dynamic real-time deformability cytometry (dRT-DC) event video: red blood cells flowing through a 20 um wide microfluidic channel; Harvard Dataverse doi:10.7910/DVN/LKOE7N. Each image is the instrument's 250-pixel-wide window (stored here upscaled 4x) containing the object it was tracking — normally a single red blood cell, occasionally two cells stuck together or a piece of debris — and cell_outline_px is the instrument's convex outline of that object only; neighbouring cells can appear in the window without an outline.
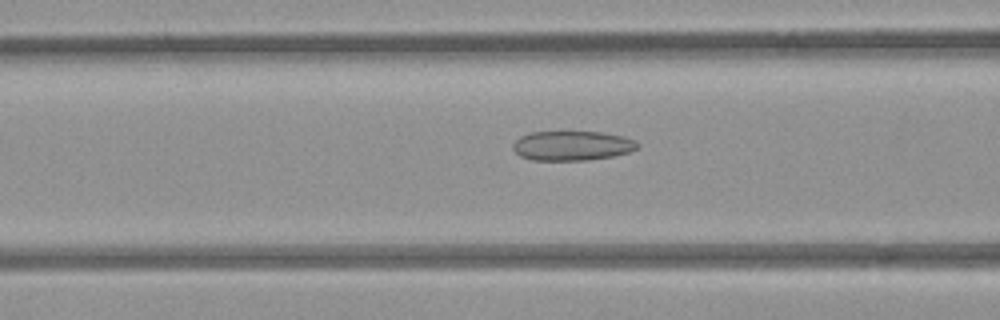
{"species": "common noctule bat (a hibernating species)", "species_latin": "Nyctalus noctula", "temperature_condition": "room temperature", "stored_images_in_passage": 52, "camera_frame_rate_fps": 3000, "um_per_image_px": 0.085, "animal": {"sex": "female", "body_mass_g": 21.9}, "frame": {"image": 1, "passage_image": 21, "time_ms": 6.667, "image_size_px": [1000, 320], "cell_outline_px": [[640, 144], [636, 148], [628, 152], [612, 156], [588, 160], [532, 160], [520, 156], [512, 148], [512, 144], [520, 136], [532, 132], [600, 132], [624, 136], [636, 140]], "centroid_in_image_um": [48.62, 12.38], "position_along_channel_um": 118.0, "area_um2": 21.44}}
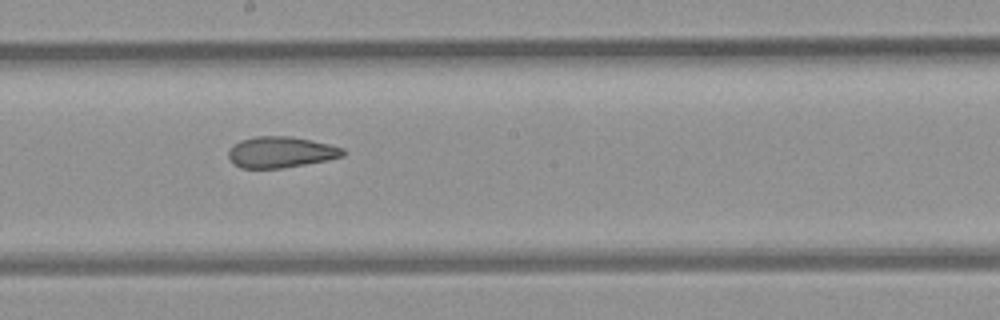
{"frame": {"image": 2, "passage_image": 29, "time_ms": 9.333, "image_size_px": [1000, 320], "cell_outline_px": [[344, 156], [328, 160], [280, 168], [240, 168], [232, 164], [228, 156], [228, 152], [240, 140], [256, 136], [288, 136], [328, 144], [344, 148]], "centroid_in_image_um": [23.85, 12.94], "position_along_channel_um": 224.4, "area_um2": 20.52}}
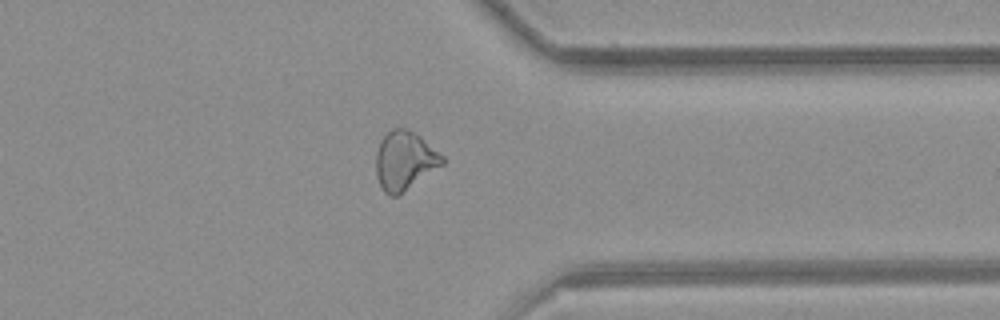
{"frame": {"image": 3, "passage_image": 41, "time_ms": 13.333, "image_size_px": [1000, 320], "cell_outline_px": [[444, 164], [396, 196], [388, 196], [384, 192], [376, 176], [376, 152], [380, 140], [392, 128], [408, 128], [420, 136], [444, 156]], "centroid_in_image_um": [34.38, 13.64], "position_along_channel_um": 377.0, "area_um2": 22.6}, "authors_computed_cell_mechanics": {"area_um2": 23.2645, "velocity_mm_per_s": 3.9702, "shape_relaxation_time_tau1_ms": null, "shape_relaxation_time_tau2_ms": 2.7571, "deformation_change_tau1": null, "deformation_change_tau2": 0.1129}}